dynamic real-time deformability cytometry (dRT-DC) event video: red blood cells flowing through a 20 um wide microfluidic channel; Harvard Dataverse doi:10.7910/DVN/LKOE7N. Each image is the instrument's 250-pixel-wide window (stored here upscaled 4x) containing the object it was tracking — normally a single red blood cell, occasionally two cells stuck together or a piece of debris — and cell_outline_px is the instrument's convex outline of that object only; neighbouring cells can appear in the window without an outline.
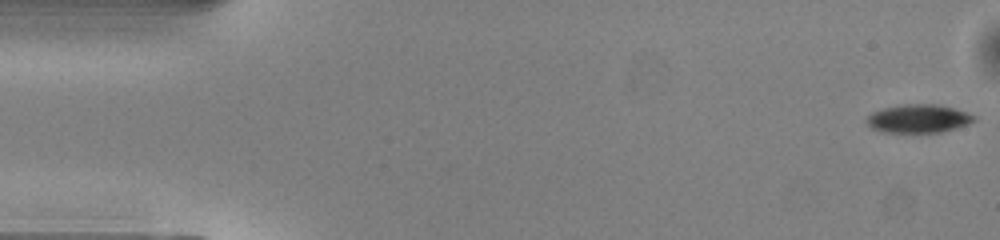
{"species": "common noctule bat (a hibernating species)", "species_latin": "Nyctalus noctula", "temperature_condition": "warm", "stored_images_in_passage": 51, "camera_frame_rate_fps": 3000, "um_per_image_px": 0.085, "animal": {"sex": "male", "body_mass_g": 13.0, "forearm_length_mm": 53.1}, "frame": {"image": 1, "passage_image": 1, "time_ms": 0.0, "image_size_px": [1000, 240], "cell_outline_px": [[976, 116], [972, 120], [964, 124], [940, 132], [884, 132], [872, 128], [864, 120], [872, 112], [884, 108], [904, 104], [940, 104]], "centroid_in_image_um": [77.98, 10.07], "position_along_channel_um": 7.0, "area_um2": 17.28}}
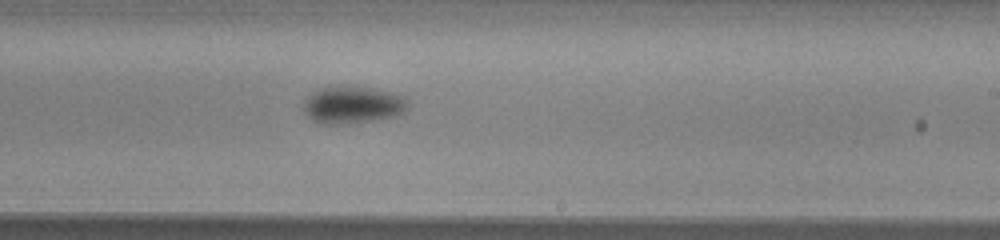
{"frame": {"image": 2, "passage_image": 30, "time_ms": 9.667, "image_size_px": [1000, 240], "cell_outline_px": [[408, 108], [404, 112], [396, 116], [372, 120], [336, 124], [324, 124], [312, 120], [304, 112], [304, 100], [312, 92], [320, 88], [340, 84], [352, 84], [372, 88], [404, 96], [408, 104]], "centroid_in_image_um": [29.95, 8.87], "position_along_channel_um": 259.0, "area_um2": 22.95}}
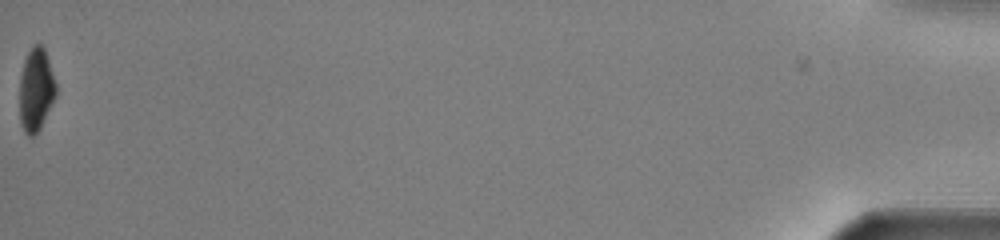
{"frame": {"image": 3, "passage_image": 51, "time_ms": 16.667, "image_size_px": [1000, 240], "cell_outline_px": [[56, 96], [40, 128], [32, 136], [28, 136], [24, 132], [20, 124], [20, 76], [24, 60], [32, 44], [40, 44], [44, 48], [56, 84]], "centroid_in_image_um": [3.05, 7.63], "position_along_channel_um": 432.2, "area_um2": 17.51}, "authors_computed_cell_mechanics": {"area_um2": 19.941, "velocity_mm_per_s": 4.0438, "shape_relaxation_time_tau1_ms": 1.8789, "shape_relaxation_time_tau2_ms": null, "deformation_change_tau1": 0.1114, "deformation_change_tau2": null}}